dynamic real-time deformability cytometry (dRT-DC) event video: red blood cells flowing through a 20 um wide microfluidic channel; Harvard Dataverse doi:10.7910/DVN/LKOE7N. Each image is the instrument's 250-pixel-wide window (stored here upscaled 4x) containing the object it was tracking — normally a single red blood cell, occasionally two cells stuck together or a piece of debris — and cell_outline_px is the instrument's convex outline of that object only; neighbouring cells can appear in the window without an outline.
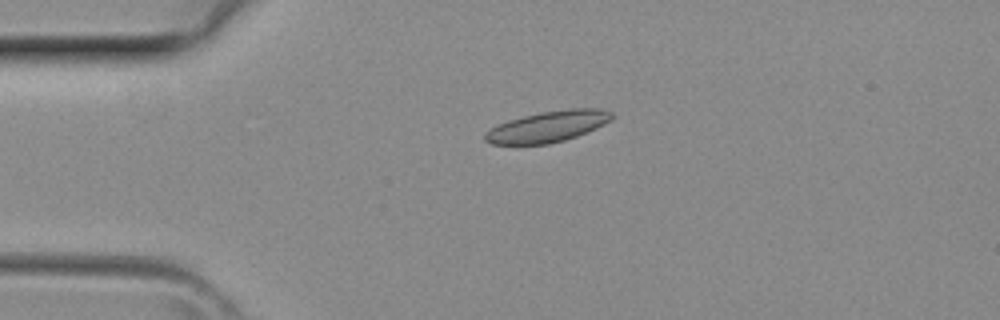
{"species": "common noctule bat (a hibernating species)", "species_latin": "Nyctalus noctula", "temperature_condition": "room temperature", "stored_images_in_passage": 4, "camera_frame_rate_fps": 3000, "um_per_image_px": 0.085, "animal": {"sex": "female", "body_mass_g": 29.2, "forearm_length_mm": 56.3}, "frame": {"image": 1, "passage_image": 2, "time_ms": 0.333, "image_size_px": [1000, 320], "cell_outline_px": [[612, 120], [596, 128], [576, 136], [564, 140], [548, 144], [492, 144], [484, 140], [484, 132], [496, 124], [508, 120], [540, 112], [572, 108], [600, 108], [612, 112]], "centroid_in_image_um": [46.54, 10.75], "position_along_channel_um": 38.5, "area_um2": 22.95}}
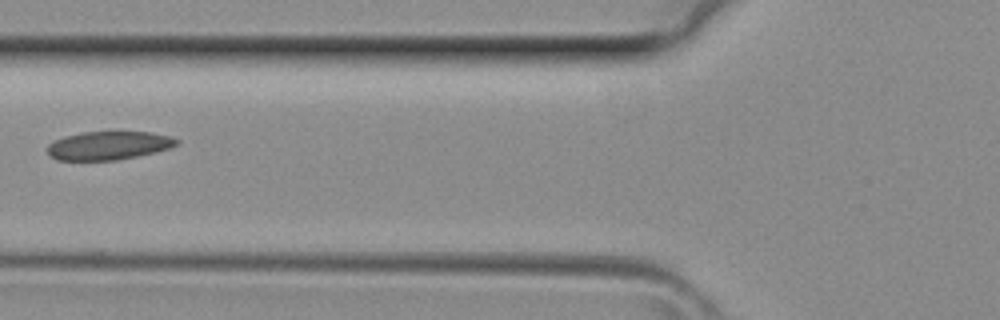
{"frame": {"image": 2, "passage_image": 4, "time_ms": 1.0, "image_size_px": [1000, 320], "cell_outline_px": [[180, 144], [156, 152], [116, 160], [56, 160], [48, 156], [48, 144], [64, 136], [84, 132], [148, 132], [172, 136], [180, 140]], "centroid_in_image_um": [9.24, 12.37], "position_along_channel_um": 116.6, "area_um2": 21.44}}